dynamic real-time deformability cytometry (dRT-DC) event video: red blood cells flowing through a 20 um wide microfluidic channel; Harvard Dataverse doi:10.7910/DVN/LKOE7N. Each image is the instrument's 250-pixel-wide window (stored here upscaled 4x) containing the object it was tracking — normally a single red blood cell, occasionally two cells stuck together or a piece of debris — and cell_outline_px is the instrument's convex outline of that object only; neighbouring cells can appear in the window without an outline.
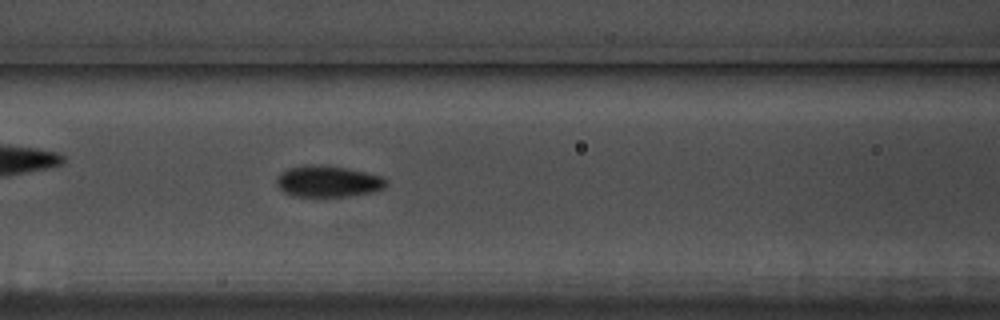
{"species": "common noctule bat (a hibernating species)", "species_latin": "Nyctalus noctula", "temperature_condition": "warm", "stored_images_in_passage": 47, "camera_frame_rate_fps": 3000, "um_per_image_px": 0.085, "animal": {"sex": "male", "body_mass_g": 17.5, "forearm_length_mm": 52.3}, "frame": {"image": 1, "passage_image": 23, "time_ms": 7.333, "image_size_px": [1000, 320], "cell_outline_px": [[388, 184], [384, 188], [372, 192], [348, 196], [296, 196], [284, 192], [280, 188], [276, 180], [280, 172], [288, 168], [304, 164], [312, 164], [348, 168], [380, 176], [388, 180]], "centroid_in_image_um": [27.88, 15.4], "position_along_channel_um": 138.7, "area_um2": 19.94}}
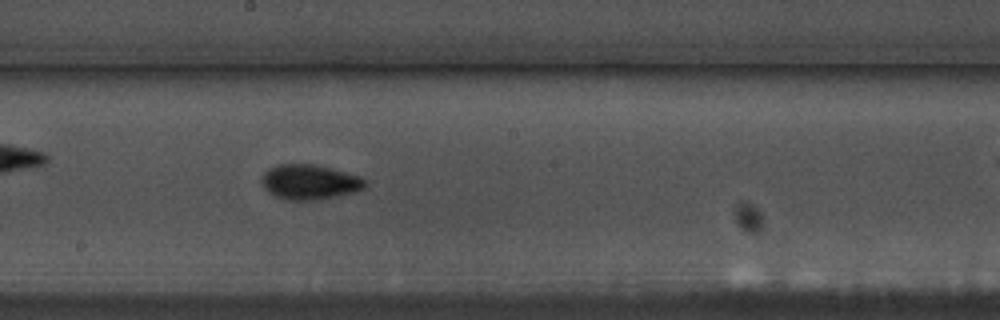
{"frame": {"image": 2, "passage_image": 30, "time_ms": 9.667, "image_size_px": [1000, 320], "cell_outline_px": [[368, 184], [364, 188], [352, 192], [336, 196], [316, 200], [284, 200], [268, 192], [264, 188], [264, 172], [268, 168], [280, 164], [312, 164], [332, 168], [360, 176]], "centroid_in_image_um": [26.33, 15.47], "position_along_channel_um": 221.9, "area_um2": 20.87}}
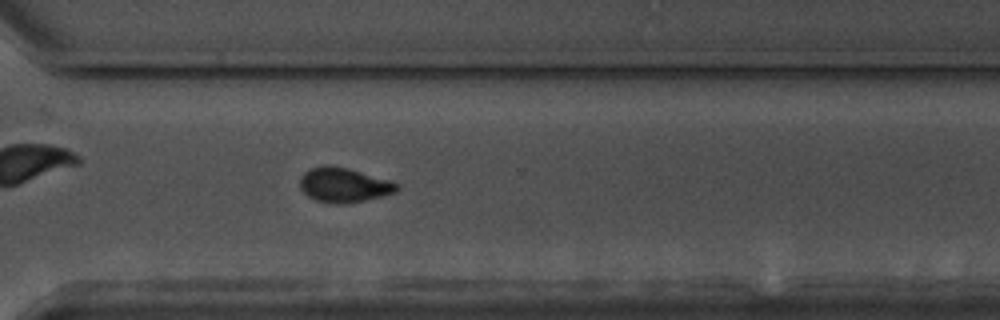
{"frame": {"image": 3, "passage_image": 40, "time_ms": 13.0, "image_size_px": [1000, 320], "cell_outline_px": [[400, 188], [396, 192], [364, 200], [344, 204], [336, 204], [316, 200], [308, 196], [300, 188], [300, 180], [304, 172], [312, 168], [324, 164], [328, 164], [348, 168], [388, 180], [396, 184]], "centroid_in_image_um": [29.19, 15.72], "position_along_channel_um": 341.4, "area_um2": 19.31}}